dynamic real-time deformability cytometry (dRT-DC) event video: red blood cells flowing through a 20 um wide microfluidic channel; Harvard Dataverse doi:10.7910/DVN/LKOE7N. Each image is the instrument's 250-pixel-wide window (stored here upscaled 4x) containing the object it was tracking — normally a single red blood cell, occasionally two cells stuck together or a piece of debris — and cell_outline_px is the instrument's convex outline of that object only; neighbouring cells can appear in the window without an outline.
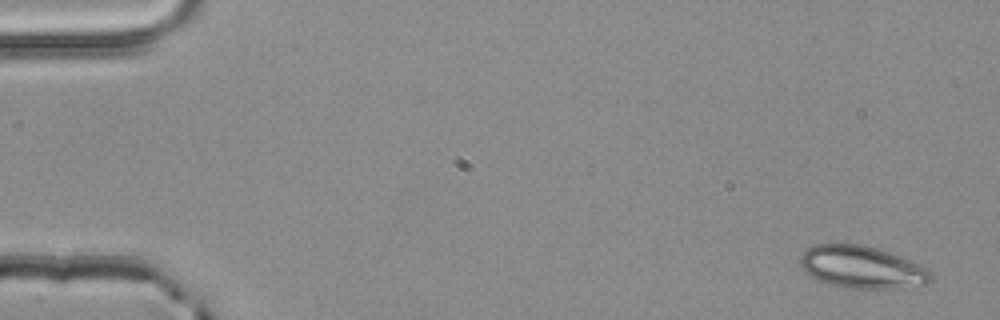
{"species": "common noctule bat (a hibernating species)", "species_latin": "Nyctalus noctula", "temperature_condition": "room temperature", "stored_images_in_passage": 4, "camera_frame_rate_fps": 3000, "um_per_image_px": 0.085, "animal": {"sex": "male", "body_mass_g": 20.4}, "frame": {"image": 1, "passage_image": 1, "time_ms": 0.0, "image_size_px": [1000, 320], "cell_outline_px": [[932, 280], [924, 284], [904, 288], [848, 288], [828, 284], [804, 272], [800, 268], [800, 256], [808, 248], [816, 244], [864, 244], [888, 252], [928, 268], [932, 272]], "centroid_in_image_um": [73.25, 22.71], "position_along_channel_um": 11.7, "area_um2": 32.14}}